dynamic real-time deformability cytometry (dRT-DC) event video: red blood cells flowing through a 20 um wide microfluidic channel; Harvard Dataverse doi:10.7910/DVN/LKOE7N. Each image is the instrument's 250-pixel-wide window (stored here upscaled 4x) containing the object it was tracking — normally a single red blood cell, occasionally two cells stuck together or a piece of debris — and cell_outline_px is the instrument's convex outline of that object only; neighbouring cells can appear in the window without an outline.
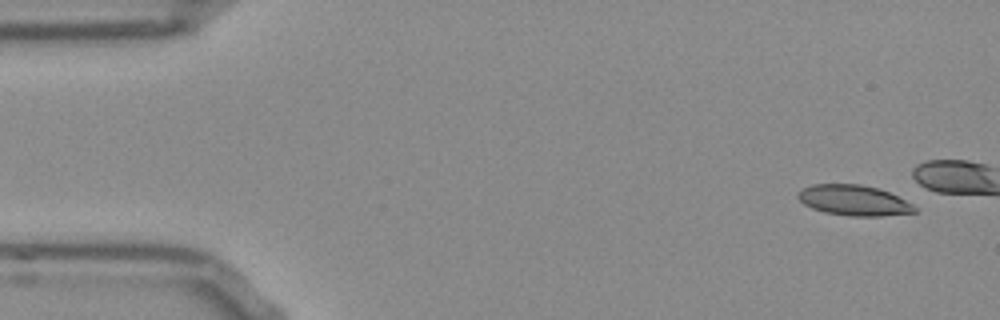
{"species": "Egyptian fruit bat (a non-hibernating species)", "species_latin": "Rousettus aegyptiacus", "temperature_condition": "room temperature", "stored_images_in_passage": 12, "camera_frame_rate_fps": 3000, "um_per_image_px": 0.085, "frame": {"image": 1, "passage_image": 1, "time_ms": 0.0, "image_size_px": [1000, 320], "cell_outline_px": [[916, 212], [880, 216], [852, 216], [824, 212], [812, 208], [804, 204], [796, 196], [804, 188], [812, 184], [860, 184], [876, 188], [888, 192], [912, 204], [916, 208]], "centroid_in_image_um": [72.56, 17.03], "position_along_channel_um": 12.4, "area_um2": 20.4}}